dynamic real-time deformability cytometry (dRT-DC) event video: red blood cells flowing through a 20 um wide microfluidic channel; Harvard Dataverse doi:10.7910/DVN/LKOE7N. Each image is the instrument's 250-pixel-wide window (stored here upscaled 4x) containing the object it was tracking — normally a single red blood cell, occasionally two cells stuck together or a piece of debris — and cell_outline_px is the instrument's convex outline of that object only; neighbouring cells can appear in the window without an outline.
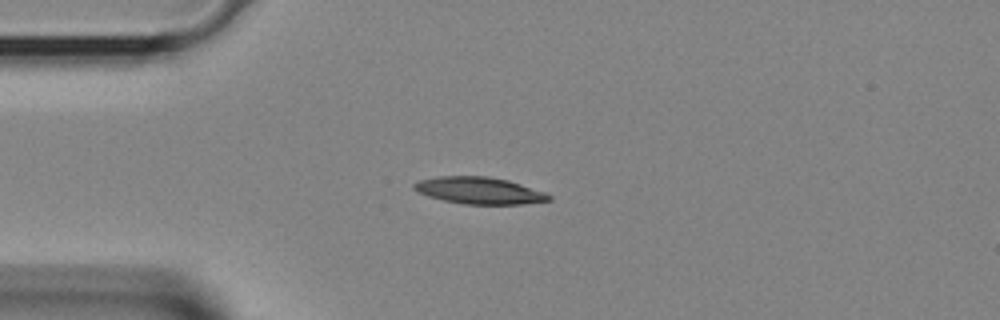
{"species": "Egyptian fruit bat (a non-hibernating species)", "species_latin": "Rousettus aegyptiacus", "temperature_condition": "room temperature", "stored_images_in_passage": 30, "camera_frame_rate_fps": 3000, "um_per_image_px": 0.085, "animal": {"sex": "female"}, "frame": {"image": 1, "passage_image": 1, "time_ms": 0.0, "image_size_px": [1000, 320], "cell_outline_px": [[552, 200], [524, 204], [464, 204], [444, 200], [428, 196], [416, 192], [412, 188], [412, 184], [420, 180], [440, 176], [488, 176], [508, 180], [544, 192], [552, 196]], "centroid_in_image_um": [40.72, 16.2], "position_along_channel_um": 44.3, "area_um2": 21.1}}
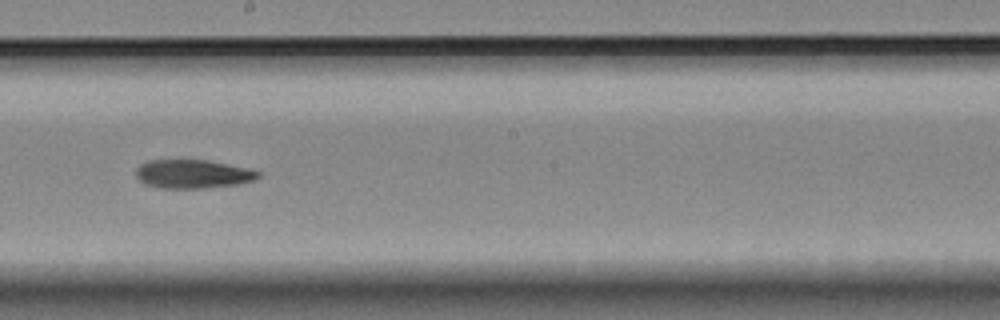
{"frame": {"image": 2, "passage_image": 13, "time_ms": 4.0, "image_size_px": [1000, 320], "cell_outline_px": [[260, 176], [252, 180], [240, 184], [204, 188], [160, 188], [144, 184], [136, 176], [136, 168], [140, 164], [148, 160], [204, 160], [244, 168], [260, 172]], "centroid_in_image_um": [16.32, 14.8], "position_along_channel_um": 231.9, "area_um2": 20.17}}
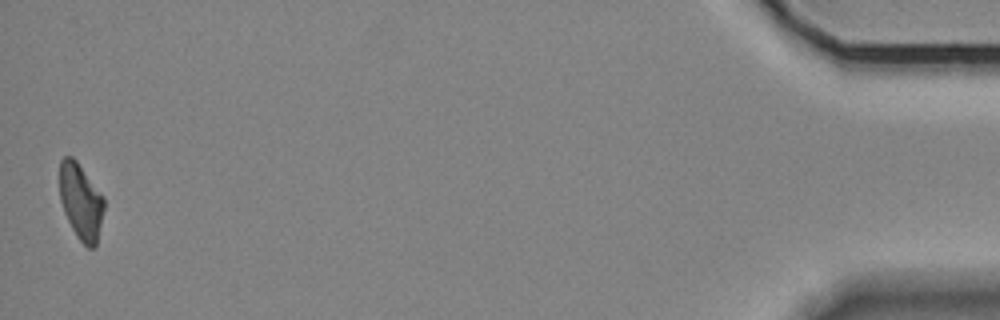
{"frame": {"image": 3, "passage_image": 30, "time_ms": 9.667, "image_size_px": [1000, 320], "cell_outline_px": [[104, 208], [96, 244], [92, 248], [88, 248], [76, 236], [64, 212], [60, 200], [60, 160], [64, 156], [72, 156], [76, 160], [104, 196]], "centroid_in_image_um": [6.87, 17.11], "position_along_channel_um": 428.3, "area_um2": 19.54}}